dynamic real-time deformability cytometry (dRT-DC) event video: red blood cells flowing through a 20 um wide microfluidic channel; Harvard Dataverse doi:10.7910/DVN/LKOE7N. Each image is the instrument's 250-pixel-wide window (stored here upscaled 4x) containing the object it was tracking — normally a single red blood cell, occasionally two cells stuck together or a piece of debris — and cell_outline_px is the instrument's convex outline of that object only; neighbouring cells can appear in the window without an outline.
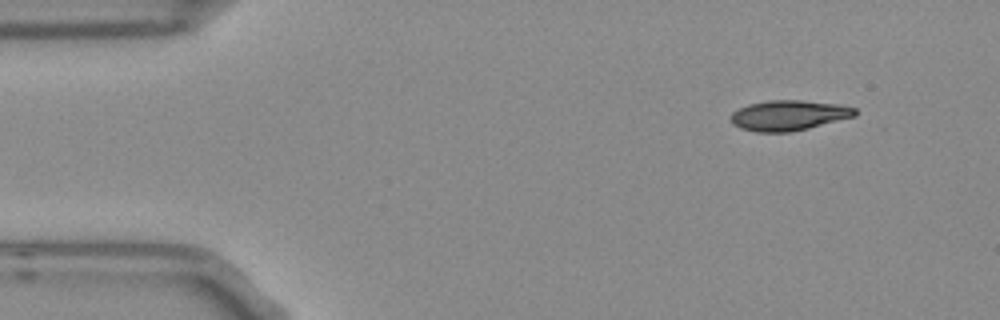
{"species": "Egyptian fruit bat (a non-hibernating species)", "species_latin": "Rousettus aegyptiacus", "temperature_condition": "room temperature", "stored_images_in_passage": 49, "camera_frame_rate_fps": 3000, "um_per_image_px": 0.085, "frame": {"image": 1, "passage_image": 1, "time_ms": 0.0, "image_size_px": [1000, 320], "cell_outline_px": [[856, 116], [792, 132], [756, 132], [740, 128], [732, 124], [732, 112], [748, 104], [768, 100], [800, 100], [836, 104], [856, 108]], "centroid_in_image_um": [67.03, 9.81], "position_along_channel_um": 18.0, "area_um2": 21.79}}
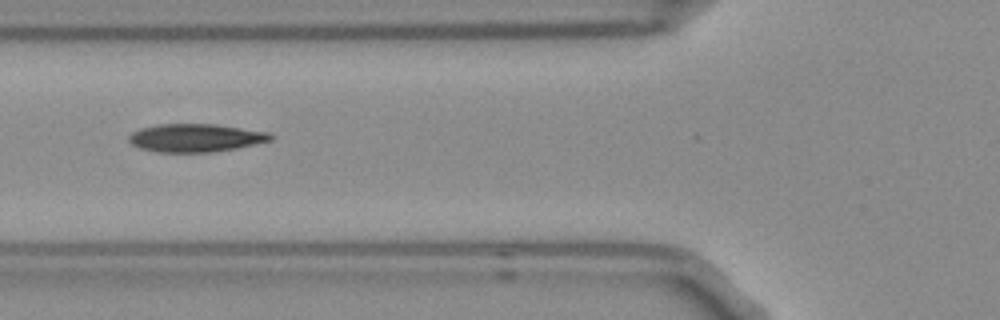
{"frame": {"image": 2, "passage_image": 15, "time_ms": 4.667, "image_size_px": [1000, 320], "cell_outline_px": [[272, 140], [236, 148], [212, 152], [156, 152], [140, 148], [132, 144], [128, 140], [128, 136], [132, 132], [140, 128], [156, 124], [216, 124], [268, 132], [272, 136]], "centroid_in_image_um": [16.58, 11.71], "position_along_channel_um": 109.2, "area_um2": 23.18}}
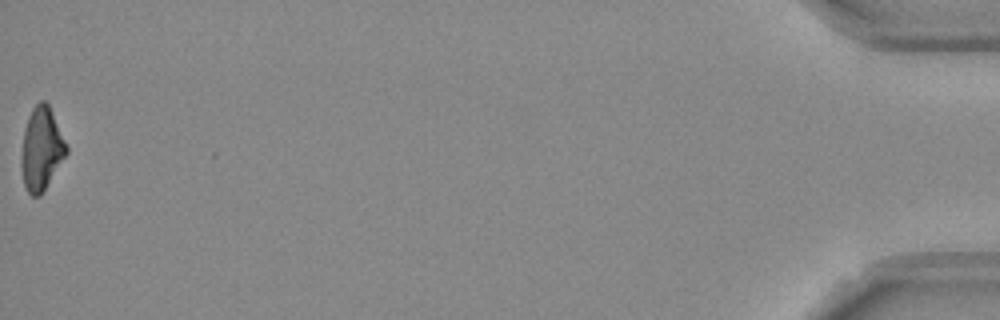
{"frame": {"image": 3, "passage_image": 49, "time_ms": 16.0, "image_size_px": [1000, 320], "cell_outline_px": [[68, 152], [40, 196], [32, 196], [28, 192], [24, 184], [20, 164], [20, 160], [24, 128], [28, 116], [32, 108], [40, 100], [44, 100], [48, 104], [68, 148]], "centroid_in_image_um": [3.49, 12.65], "position_along_channel_um": 431.7, "area_um2": 21.62}, "authors_computed_cell_mechanics": {"area_um2": 22.6576, "velocity_mm_per_s": 3.7824, "shape_relaxation_time_tau1_ms": 4.5065, "shape_relaxation_time_tau2_ms": 7.3647, "deformation_change_tau1": 0.1686, "deformation_change_tau2": 0.1713}}